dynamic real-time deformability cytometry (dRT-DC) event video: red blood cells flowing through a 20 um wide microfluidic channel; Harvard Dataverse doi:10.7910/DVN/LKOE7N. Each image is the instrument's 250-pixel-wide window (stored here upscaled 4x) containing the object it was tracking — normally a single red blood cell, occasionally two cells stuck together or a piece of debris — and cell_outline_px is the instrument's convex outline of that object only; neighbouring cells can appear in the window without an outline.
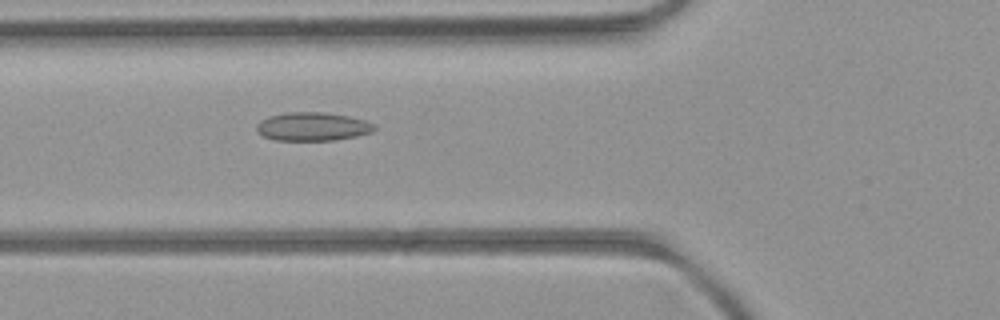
{"species": "common noctule bat (a hibernating species)", "species_latin": "Nyctalus noctula", "temperature_condition": "room temperature", "stored_images_in_passage": 46, "camera_frame_rate_fps": 3000, "um_per_image_px": 0.085, "animal": {"sex": "female", "body_mass_g": 21.9}, "frame": {"image": 1, "passage_image": 13, "time_ms": 4.0, "image_size_px": [1000, 320], "cell_outline_px": [[376, 128], [372, 132], [356, 136], [336, 140], [276, 140], [264, 136], [256, 132], [256, 124], [260, 120], [268, 116], [288, 112], [324, 112], [348, 116], [364, 120], [376, 124]], "centroid_in_image_um": [26.56, 10.75], "position_along_channel_um": 99.2, "area_um2": 19.65}}
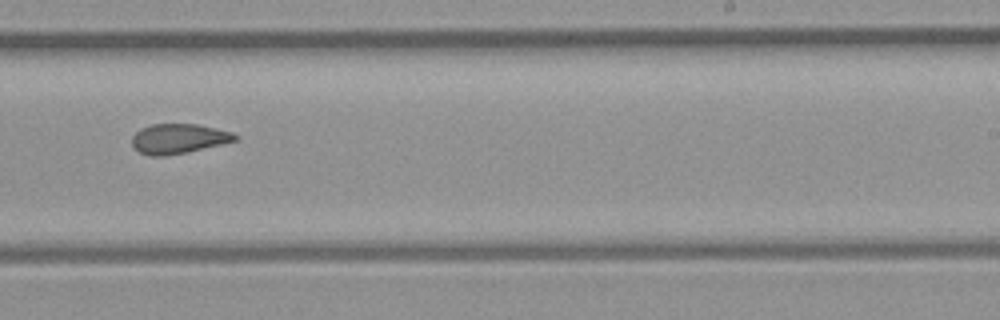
{"frame": {"image": 2, "passage_image": 26, "time_ms": 8.333, "image_size_px": [1000, 320], "cell_outline_px": [[240, 136], [236, 140], [188, 152], [164, 156], [152, 156], [140, 152], [132, 148], [132, 136], [140, 128], [152, 124], [196, 124], [216, 128], [232, 132]], "centroid_in_image_um": [15.15, 11.78], "position_along_channel_um": 273.8, "area_um2": 17.92}}
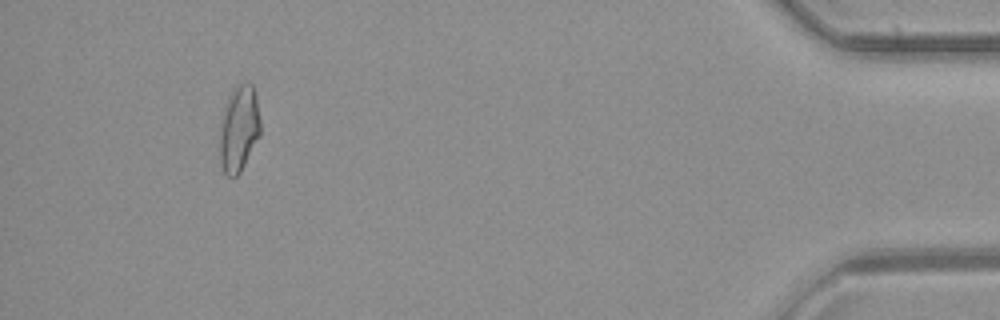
{"frame": {"image": 3, "passage_image": 42, "time_ms": 13.667, "image_size_px": [1000, 320], "cell_outline_px": [[260, 136], [240, 172], [236, 176], [228, 176], [224, 172], [220, 164], [220, 120], [228, 96], [232, 88], [240, 84], [252, 84], [256, 96], [260, 120]], "centroid_in_image_um": [20.3, 10.94], "position_along_channel_um": 414.9, "area_um2": 20.46}, "authors_computed_cell_mechanics": {"area_um2": 18.9295, "velocity_mm_per_s": 4.0266, "shape_relaxation_time_tau1_ms": null, "shape_relaxation_time_tau2_ms": 2.2212, "deformation_change_tau1": null, "deformation_change_tau2": 0.0919}}